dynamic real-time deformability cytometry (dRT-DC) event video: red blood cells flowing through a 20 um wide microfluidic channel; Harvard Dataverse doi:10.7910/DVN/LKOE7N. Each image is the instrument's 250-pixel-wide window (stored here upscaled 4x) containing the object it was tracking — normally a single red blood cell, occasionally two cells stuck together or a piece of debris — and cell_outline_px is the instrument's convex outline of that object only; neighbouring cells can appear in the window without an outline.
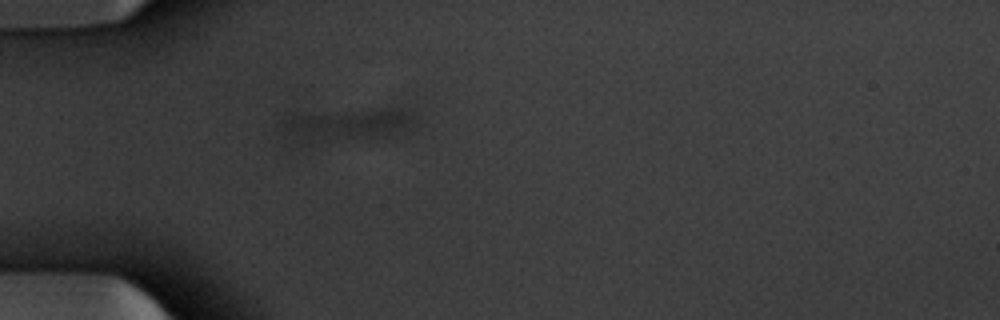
{"species": "common noctule bat (a hibernating species)", "species_latin": "Nyctalus noctula", "temperature_condition": "warm", "stored_images_in_passage": 26, "camera_frame_rate_fps": 3000, "um_per_image_px": 0.085, "animal": {"sex": "male", "body_mass_g": 20.1, "forearm_length_mm": 53.5}, "frame": {"image": 1, "passage_image": 15, "time_ms": 4.667, "image_size_px": [1000, 320], "cell_outline_px": [[416, 124], [392, 132], [372, 136], [312, 144], [296, 144], [276, 132], [276, 124], [284, 116], [384, 108], [400, 108], [412, 112], [416, 120]], "centroid_in_image_um": [29.18, 10.62], "position_along_channel_um": 55.8, "area_um2": 25.61}}
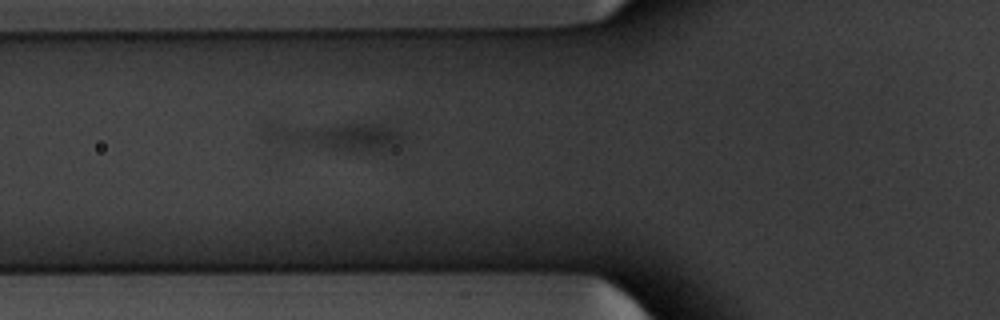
{"frame": {"image": 2, "passage_image": 19, "time_ms": 6.0, "image_size_px": [1000, 320], "cell_outline_px": [[404, 140], [380, 152], [356, 152], [268, 140], [260, 132], [264, 124], [380, 124], [396, 128], [404, 136]], "centroid_in_image_um": [28.57, 11.56], "position_along_channel_um": 97.2, "area_um2": 22.54}}
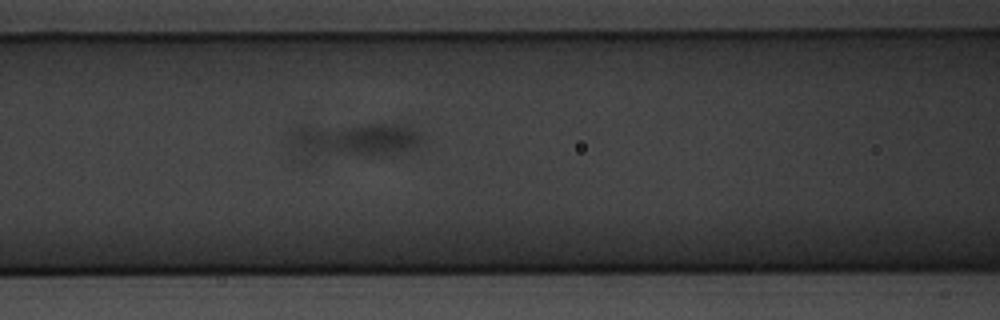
{"frame": {"image": 3, "passage_image": 22, "time_ms": 7.0, "image_size_px": [1000, 320], "cell_outline_px": [[424, 144], [404, 152], [372, 156], [300, 164], [292, 160], [284, 136], [288, 128], [300, 124], [400, 124], [420, 132], [424, 140]], "centroid_in_image_um": [29.62, 12.0], "position_along_channel_um": 137.0, "area_um2": 31.39}}